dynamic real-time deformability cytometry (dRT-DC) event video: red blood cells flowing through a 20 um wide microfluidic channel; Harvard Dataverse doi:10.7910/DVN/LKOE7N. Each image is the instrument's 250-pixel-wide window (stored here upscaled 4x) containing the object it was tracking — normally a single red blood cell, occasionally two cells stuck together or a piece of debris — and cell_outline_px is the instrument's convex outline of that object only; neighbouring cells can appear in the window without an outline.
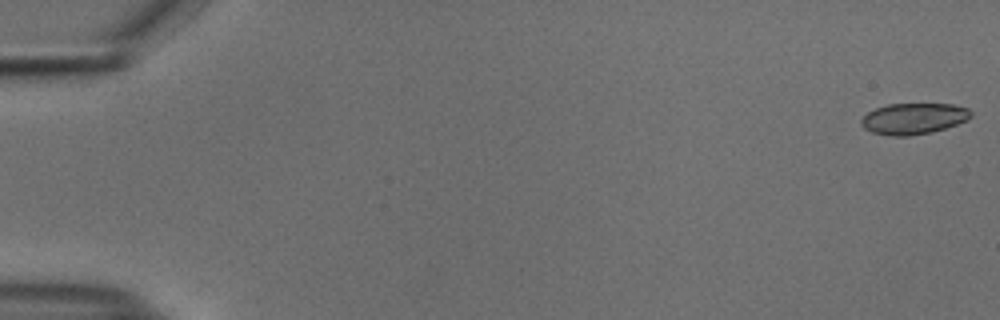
{"species": "common noctule bat (a hibernating species)", "species_latin": "Nyctalus noctula", "temperature_condition": "cold", "stored_images_in_passage": 13, "camera_frame_rate_fps": 3000, "um_per_image_px": 0.085, "animal": {"sex": "male", "body_mass_g": 18.8}, "frame": {"image": 1, "passage_image": 1, "time_ms": 0.0, "image_size_px": [1000, 320], "cell_outline_px": [[972, 116], [968, 120], [932, 132], [908, 136], [892, 136], [872, 132], [864, 128], [860, 124], [860, 120], [868, 112], [876, 108], [888, 104], [952, 104], [968, 108], [972, 112]], "centroid_in_image_um": [77.66, 10.08], "position_along_channel_um": 7.3, "area_um2": 19.88}}